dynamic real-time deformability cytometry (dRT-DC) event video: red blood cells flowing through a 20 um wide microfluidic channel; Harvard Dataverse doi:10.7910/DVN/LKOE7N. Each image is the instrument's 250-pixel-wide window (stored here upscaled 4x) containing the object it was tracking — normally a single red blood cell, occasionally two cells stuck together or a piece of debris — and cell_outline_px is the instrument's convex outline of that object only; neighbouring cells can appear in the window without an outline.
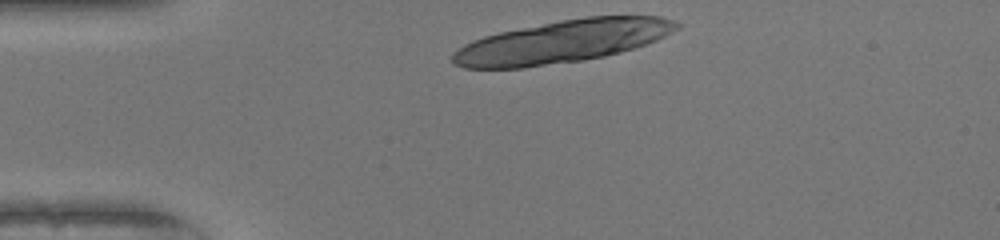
{"species": "human", "species_latin": "Homo sapiens", "temperature_condition": "warm", "stored_images_in_passage": 8, "camera_frame_rate_fps": 3000, "um_per_image_px": 0.085, "donor": {"sex": "female"}, "frame": {"image": 1, "passage_image": 1, "time_ms": 0.0, "image_size_px": [1000, 240], "cell_outline_px": [[680, 28], [656, 40], [620, 52], [604, 56], [580, 60], [524, 68], [464, 68], [452, 64], [452, 52], [464, 44], [472, 40], [484, 36], [500, 32], [560, 20], [588, 16], [660, 16], [676, 20], [680, 24]], "centroid_in_image_um": [47.78, 3.53], "position_along_channel_um": 37.2, "area_um2": 55.49}}